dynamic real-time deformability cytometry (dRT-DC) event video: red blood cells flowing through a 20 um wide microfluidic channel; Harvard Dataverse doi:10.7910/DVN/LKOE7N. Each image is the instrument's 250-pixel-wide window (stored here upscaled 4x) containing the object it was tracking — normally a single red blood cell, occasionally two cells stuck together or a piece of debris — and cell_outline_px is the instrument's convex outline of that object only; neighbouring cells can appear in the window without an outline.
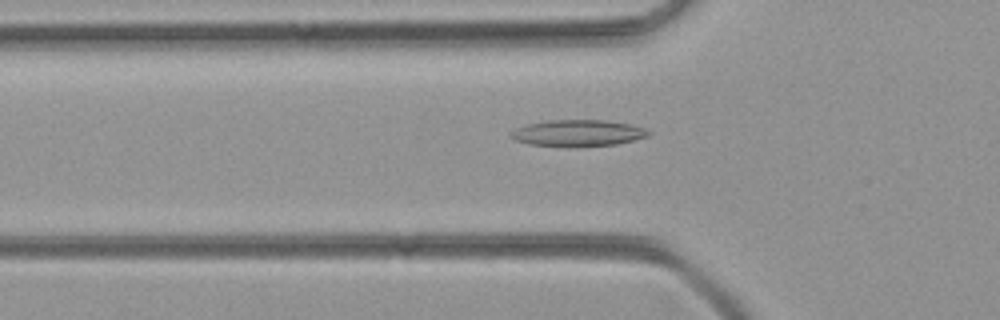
{"species": "common noctule bat (a hibernating species)", "species_latin": "Nyctalus noctula", "temperature_condition": "room temperature", "stored_images_in_passage": 37, "camera_frame_rate_fps": 3000, "um_per_image_px": 0.085, "animal": {"sex": "female", "body_mass_g": 21.9}, "frame": {"image": 1, "passage_image": 4, "time_ms": 1.0, "image_size_px": [1000, 320], "cell_outline_px": [[652, 132], [648, 136], [616, 144], [572, 148], [528, 144], [516, 140], [508, 136], [508, 132], [516, 128], [528, 124], [548, 120], [604, 120], [632, 124], [644, 128]], "centroid_in_image_um": [49.09, 11.32], "position_along_channel_um": 76.7, "area_um2": 21.62}}
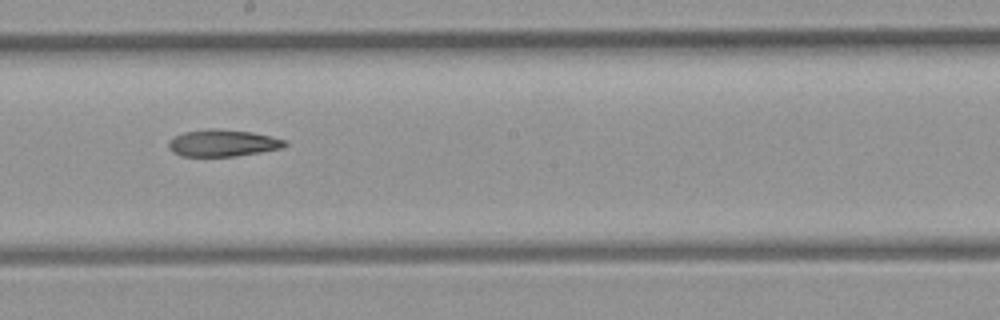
{"frame": {"image": 2, "passage_image": 15, "time_ms": 4.667, "image_size_px": [1000, 320], "cell_outline_px": [[288, 144], [280, 148], [260, 152], [232, 156], [180, 156], [172, 152], [168, 148], [168, 140], [184, 132], [208, 128], [220, 128], [252, 132], [288, 140]], "centroid_in_image_um": [18.91, 12.15], "position_along_channel_um": 229.3, "area_um2": 18.32}}
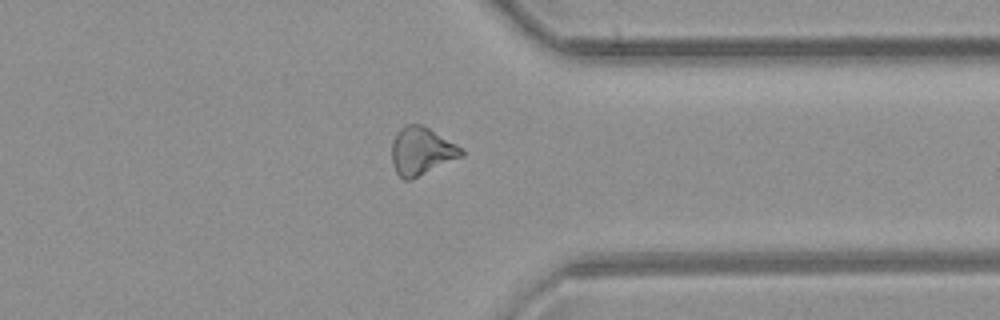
{"frame": {"image": 3, "passage_image": 26, "time_ms": 8.333, "image_size_px": [1000, 320], "cell_outline_px": [[464, 156], [412, 180], [404, 180], [396, 172], [392, 164], [392, 140], [396, 132], [404, 124], [424, 124], [464, 148]], "centroid_in_image_um": [35.85, 12.83], "position_along_channel_um": 375.6, "area_um2": 20.0}}